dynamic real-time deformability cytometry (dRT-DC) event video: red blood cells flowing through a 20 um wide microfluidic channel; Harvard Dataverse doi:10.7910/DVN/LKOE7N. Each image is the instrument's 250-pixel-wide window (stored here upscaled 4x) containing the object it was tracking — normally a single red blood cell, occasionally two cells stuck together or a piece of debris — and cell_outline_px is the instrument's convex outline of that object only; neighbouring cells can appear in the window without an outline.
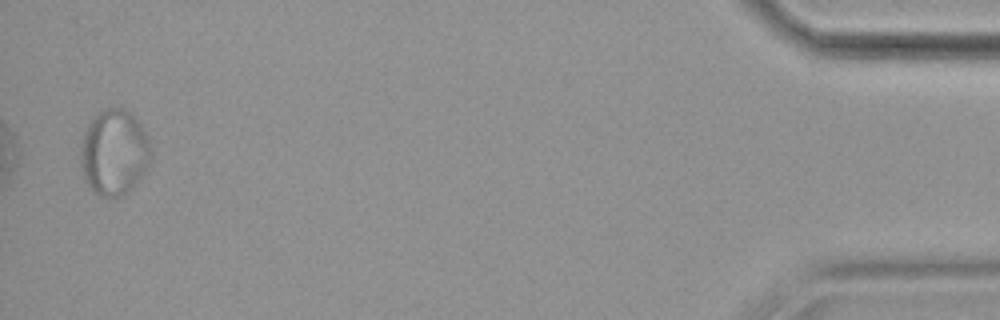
{"species": "common noctule bat (a hibernating species)", "species_latin": "Nyctalus noctula", "temperature_condition": "cold", "stored_images_in_passage": 38, "segment_of_instrument_passage": [2, 2], "camera_frame_rate_fps": 3000, "um_per_image_px": 0.085, "animal": {"sex": "female", "body_mass_g": 19.9}, "frame": {"image": 1, "passage_image": 37, "time_ms": 12.0, "image_size_px": [1000, 320], "cell_outline_px": [[152, 156], [148, 168], [136, 184], [124, 196], [100, 196], [92, 192], [84, 180], [80, 164], [80, 148], [84, 132], [88, 124], [104, 108], [124, 108], [144, 128], [148, 136], [152, 152]], "centroid_in_image_um": [9.71, 12.99], "position_along_channel_um": 425.5, "area_um2": 35.55}}